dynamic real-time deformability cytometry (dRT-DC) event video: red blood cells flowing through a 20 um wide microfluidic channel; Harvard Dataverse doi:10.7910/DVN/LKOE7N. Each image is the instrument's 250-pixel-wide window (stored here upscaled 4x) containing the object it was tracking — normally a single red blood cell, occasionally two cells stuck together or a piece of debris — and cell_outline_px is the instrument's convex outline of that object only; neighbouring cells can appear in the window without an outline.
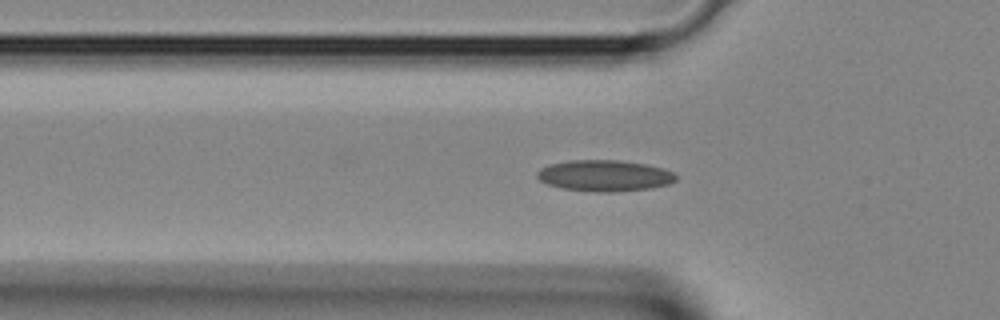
{"species": "Egyptian fruit bat (a non-hibernating species)", "species_latin": "Rousettus aegyptiacus", "temperature_condition": "room temperature", "stored_images_in_passage": 34, "camera_frame_rate_fps": 3000, "um_per_image_px": 0.085, "animal": {"sex": "female"}, "frame": {"image": 1, "passage_image": 12, "time_ms": 3.667, "image_size_px": [1000, 320], "cell_outline_px": [[676, 180], [668, 184], [648, 188], [612, 192], [596, 192], [560, 188], [548, 184], [540, 180], [536, 176], [536, 172], [540, 168], [552, 164], [572, 160], [616, 160], [644, 164], [664, 168], [672, 172], [676, 176]], "centroid_in_image_um": [51.36, 14.93], "position_along_channel_um": 74.4, "area_um2": 25.03}}
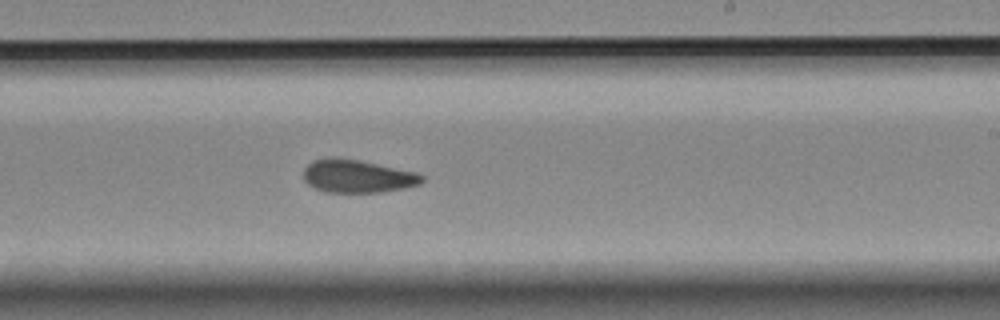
{"frame": {"image": 2, "passage_image": 23, "time_ms": 7.333, "image_size_px": [1000, 320], "cell_outline_px": [[424, 180], [420, 184], [404, 188], [376, 192], [328, 192], [316, 188], [308, 184], [304, 180], [304, 168], [312, 160], [328, 156], [332, 156], [360, 160], [416, 172], [424, 176]], "centroid_in_image_um": [30.36, 14.95], "position_along_channel_um": 258.6, "area_um2": 22.83}}
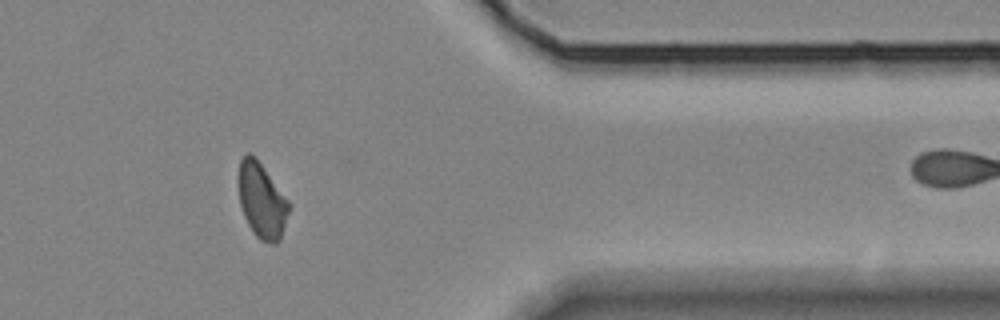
{"frame": {"image": 3, "passage_image": 32, "time_ms": 10.333, "image_size_px": [1000, 320], "cell_outline_px": [[292, 204], [280, 240], [276, 244], [272, 244], [260, 240], [252, 232], [244, 216], [240, 204], [236, 180], [240, 160], [248, 152], [256, 156]], "centroid_in_image_um": [22.25, 17.02], "position_along_channel_um": 389.2, "area_um2": 22.83}}